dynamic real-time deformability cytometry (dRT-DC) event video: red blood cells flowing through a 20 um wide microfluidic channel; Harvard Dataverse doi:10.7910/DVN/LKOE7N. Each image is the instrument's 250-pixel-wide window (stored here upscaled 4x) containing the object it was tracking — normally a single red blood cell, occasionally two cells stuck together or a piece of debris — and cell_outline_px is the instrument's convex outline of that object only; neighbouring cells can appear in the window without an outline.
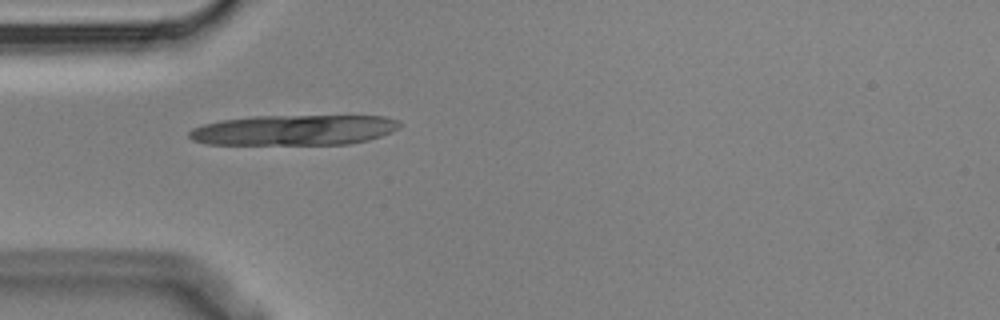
{"species": "Egyptian fruit bat (a non-hibernating species)", "species_latin": "Rousettus aegyptiacus", "temperature_condition": "cold", "stored_images_in_passage": 5, "camera_frame_rate_fps": 3000, "um_per_image_px": 0.085, "animal": {"sex": "male"}, "frame": {"image": 1, "passage_image": 4, "time_ms": 1.0, "image_size_px": [1000, 320], "cell_outline_px": [[400, 128], [392, 132], [368, 140], [348, 144], [204, 144], [192, 140], [188, 136], [188, 132], [192, 128], [204, 124], [220, 120], [252, 116], [384, 116], [400, 120]], "centroid_in_image_um": [24.99, 11.05], "position_along_channel_um": 60.0, "area_um2": 37.4}}